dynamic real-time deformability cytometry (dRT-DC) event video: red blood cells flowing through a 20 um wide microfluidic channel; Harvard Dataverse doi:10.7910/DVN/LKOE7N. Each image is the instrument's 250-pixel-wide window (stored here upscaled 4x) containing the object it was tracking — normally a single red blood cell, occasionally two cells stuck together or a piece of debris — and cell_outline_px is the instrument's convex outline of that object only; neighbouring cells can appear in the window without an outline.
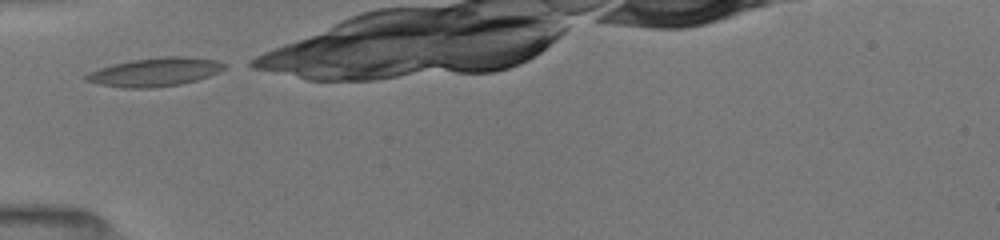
{"species": "common noctule bat (a hibernating species)", "species_latin": "Nyctalus noctula", "temperature_condition": "room temperature", "stored_images_in_passage": 25, "camera_frame_rate_fps": 3000, "um_per_image_px": 0.085, "animal": {"sex": "female", "body_mass_g": 19.5, "forearm_length_mm": 54.1}, "frame": {"image": 1, "passage_image": 1, "time_ms": 0.0, "image_size_px": [1000, 240], "cell_outline_px": [[224, 68], [208, 76], [196, 80], [180, 84], [152, 88], [124, 88], [100, 84], [84, 80], [84, 76], [100, 68], [112, 64], [132, 60], [164, 56], [184, 56], [216, 60], [224, 64]], "centroid_in_image_um": [13.15, 6.12], "position_along_channel_um": 71.9, "area_um2": 22.66}}
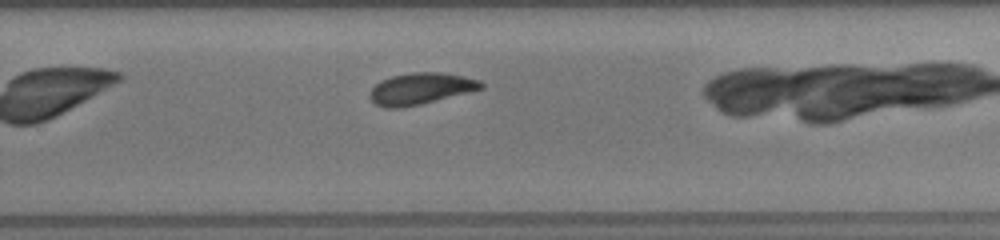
{"frame": {"image": 2, "passage_image": 18, "time_ms": 5.667, "image_size_px": [1000, 240], "cell_outline_px": [[484, 88], [420, 104], [400, 108], [384, 108], [376, 104], [368, 96], [372, 88], [380, 80], [392, 76], [412, 72], [440, 72], [464, 76], [480, 80], [484, 84]], "centroid_in_image_um": [35.74, 7.53], "position_along_channel_um": 294.1, "area_um2": 20.35}}